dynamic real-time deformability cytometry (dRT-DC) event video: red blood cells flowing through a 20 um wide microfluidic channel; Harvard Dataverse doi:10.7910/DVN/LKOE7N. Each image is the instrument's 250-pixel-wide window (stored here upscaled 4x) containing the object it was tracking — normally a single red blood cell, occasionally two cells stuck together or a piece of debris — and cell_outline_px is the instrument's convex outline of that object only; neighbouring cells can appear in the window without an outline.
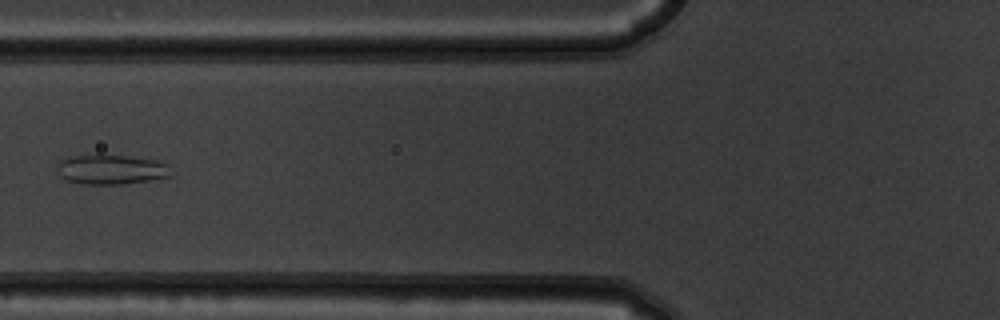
{"species": "common noctule bat (a hibernating species)", "species_latin": "Nyctalus noctula", "temperature_condition": "warm", "stored_images_in_passage": 7, "camera_frame_rate_fps": 3000, "um_per_image_px": 0.085, "animal": {"sex": "male", "body_mass_g": 19.5, "forearm_length_mm": 54.6}, "frame": {"image": 1, "passage_image": 6, "time_ms": 1.667, "image_size_px": [1000, 320], "cell_outline_px": [[172, 176], [152, 180], [124, 184], [84, 184], [68, 180], [60, 176], [56, 168], [60, 160], [72, 156], [128, 156], [160, 160], [168, 164]], "centroid_in_image_um": [9.51, 14.42], "position_along_channel_um": 116.3, "area_um2": 19.65}}